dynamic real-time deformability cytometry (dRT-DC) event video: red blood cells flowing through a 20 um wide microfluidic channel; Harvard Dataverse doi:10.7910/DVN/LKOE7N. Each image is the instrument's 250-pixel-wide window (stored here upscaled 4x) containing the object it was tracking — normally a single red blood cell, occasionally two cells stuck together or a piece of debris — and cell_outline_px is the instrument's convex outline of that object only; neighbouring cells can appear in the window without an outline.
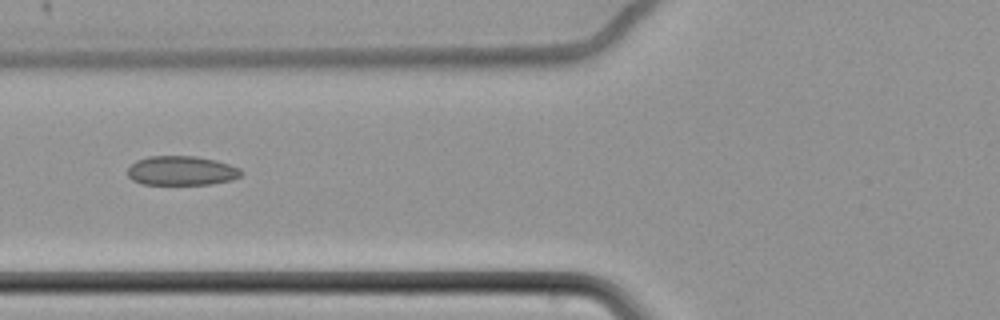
{"species": "common noctule bat (a hibernating species)", "species_latin": "Nyctalus noctula", "temperature_condition": "cold", "stored_images_in_passage": 5, "camera_frame_rate_fps": 3000, "um_per_image_px": 0.085, "animal": {"sex": "female", "body_mass_g": 22.7, "forearm_length_mm": 54.2}, "frame": {"image": 1, "passage_image": 5, "time_ms": 1.333, "image_size_px": [1000, 320], "cell_outline_px": [[244, 172], [240, 176], [232, 180], [212, 184], [144, 184], [132, 180], [128, 176], [128, 168], [136, 160], [148, 156], [196, 156], [216, 160], [240, 168]], "centroid_in_image_um": [15.44, 14.5], "position_along_channel_um": 110.4, "area_um2": 19.48}}